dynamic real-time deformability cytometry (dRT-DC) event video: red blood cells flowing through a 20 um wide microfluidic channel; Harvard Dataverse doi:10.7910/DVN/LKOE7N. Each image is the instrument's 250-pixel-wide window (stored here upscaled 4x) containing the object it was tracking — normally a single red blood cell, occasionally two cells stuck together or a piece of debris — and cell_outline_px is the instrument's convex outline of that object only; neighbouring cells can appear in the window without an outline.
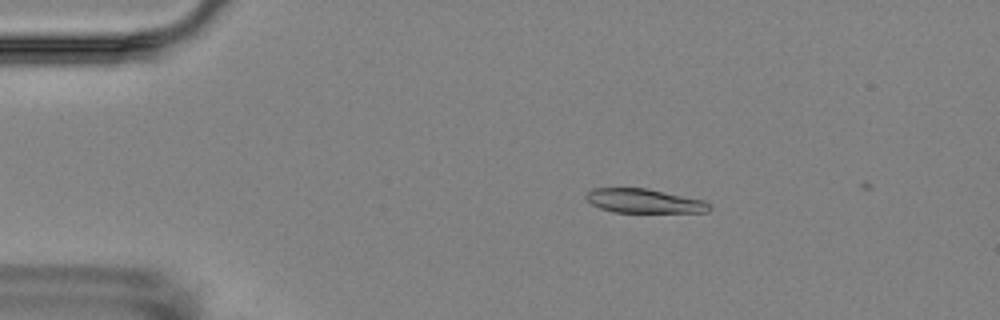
{"species": "Egyptian fruit bat (a non-hibernating species)", "species_latin": "Rousettus aegyptiacus", "temperature_condition": "room temperature", "stored_images_in_passage": 5, "camera_frame_rate_fps": 3000, "um_per_image_px": 0.085, "animal": {"sex": "female"}, "frame": {"image": 1, "passage_image": 3, "time_ms": 2.333, "image_size_px": [1000, 320], "cell_outline_px": [[712, 208], [708, 212], [612, 212], [600, 208], [592, 204], [584, 196], [592, 188], [648, 188], [704, 200], [712, 204]], "centroid_in_image_um": [54.78, 17.08], "position_along_channel_um": 30.2, "area_um2": 17.46}}